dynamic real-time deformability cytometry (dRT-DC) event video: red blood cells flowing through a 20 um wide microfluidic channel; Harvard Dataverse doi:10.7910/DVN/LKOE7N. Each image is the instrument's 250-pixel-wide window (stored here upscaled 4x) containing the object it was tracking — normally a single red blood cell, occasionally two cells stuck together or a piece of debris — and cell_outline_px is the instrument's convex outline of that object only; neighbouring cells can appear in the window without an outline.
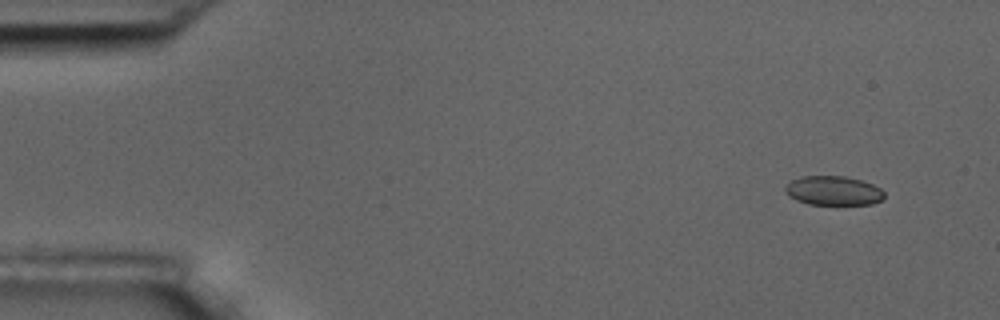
{"species": "common noctule bat (a hibernating species)", "species_latin": "Nyctalus noctula", "temperature_condition": "room temperature", "stored_images_in_passage": 8, "camera_frame_rate_fps": 3000, "um_per_image_px": 0.085, "animal": {"sex": "male", "body_mass_g": 17.5, "forearm_length_mm": 52.3}, "frame": {"image": 1, "passage_image": 1, "time_ms": 0.0, "image_size_px": [1000, 320], "cell_outline_px": [[884, 200], [872, 204], [808, 204], [796, 200], [788, 196], [784, 192], [784, 188], [792, 180], [800, 176], [844, 176], [860, 180], [872, 184], [880, 188], [884, 192]], "centroid_in_image_um": [70.82, 16.21], "position_along_channel_um": 14.2, "area_um2": 16.94}}
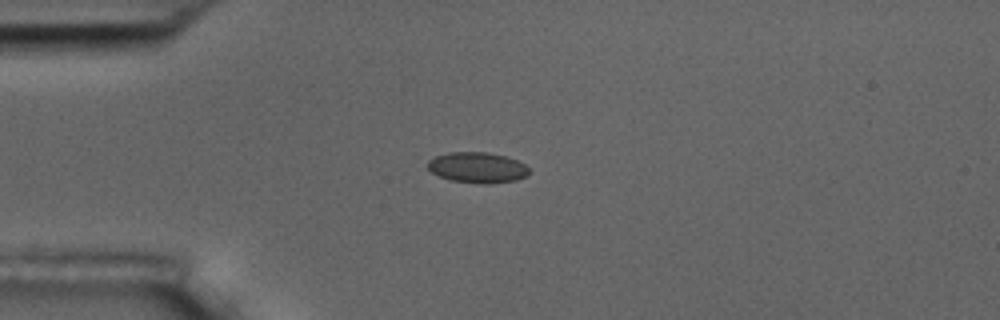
{"frame": {"image": 2, "passage_image": 4, "time_ms": 3.333, "image_size_px": [1000, 320], "cell_outline_px": [[528, 172], [524, 176], [516, 180], [488, 184], [484, 184], [452, 180], [440, 176], [432, 172], [428, 168], [428, 160], [436, 156], [448, 152], [488, 152], [504, 156], [516, 160], [524, 164], [528, 168]], "centroid_in_image_um": [40.56, 14.23], "position_along_channel_um": 44.4, "area_um2": 17.86}}
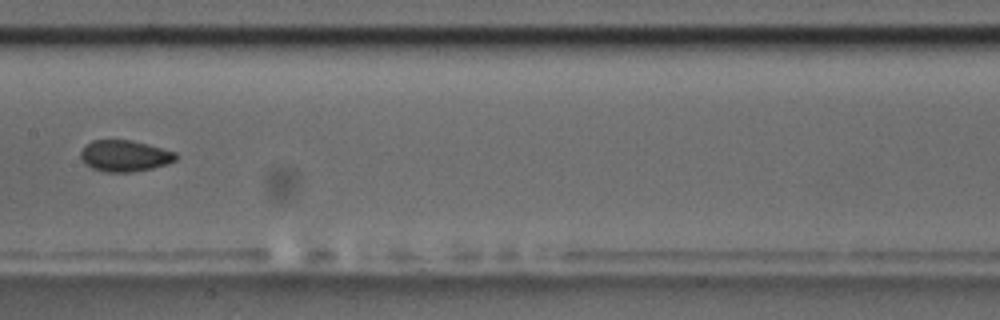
{"frame": {"image": 3, "passage_image": 8, "time_ms": 8.0, "image_size_px": [1000, 320], "cell_outline_px": [[180, 156], [176, 160], [168, 164], [152, 168], [132, 172], [108, 172], [92, 168], [84, 164], [80, 156], [80, 152], [92, 140], [132, 140], [176, 152]], "centroid_in_image_um": [10.63, 13.25], "position_along_channel_um": 196.8, "area_um2": 17.4}}